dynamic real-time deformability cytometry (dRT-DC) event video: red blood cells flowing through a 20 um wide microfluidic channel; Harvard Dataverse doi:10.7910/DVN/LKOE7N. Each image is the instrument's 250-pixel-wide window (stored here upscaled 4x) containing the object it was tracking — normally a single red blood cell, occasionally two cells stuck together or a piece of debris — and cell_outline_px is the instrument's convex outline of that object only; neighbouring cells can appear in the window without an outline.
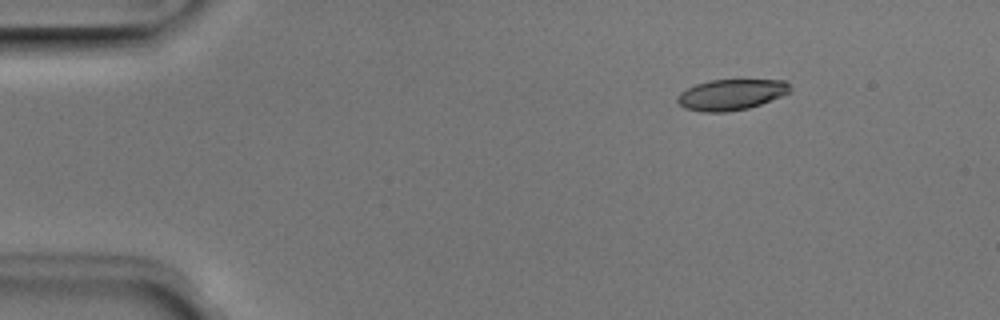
{"species": "Egyptian fruit bat (a non-hibernating species)", "species_latin": "Rousettus aegyptiacus", "temperature_condition": "room temperature", "stored_images_in_passage": 46, "camera_frame_rate_fps": 3000, "um_per_image_px": 0.085, "animal": {"sex": "male"}, "frame": {"image": 1, "passage_image": 2, "time_ms": 0.333, "image_size_px": [1000, 320], "cell_outline_px": [[792, 92], [760, 104], [748, 108], [724, 112], [704, 112], [684, 108], [676, 100], [676, 96], [680, 92], [696, 84], [712, 80], [784, 80], [792, 88]], "centroid_in_image_um": [62.15, 8.04], "position_along_channel_um": 22.9, "area_um2": 20.17}}
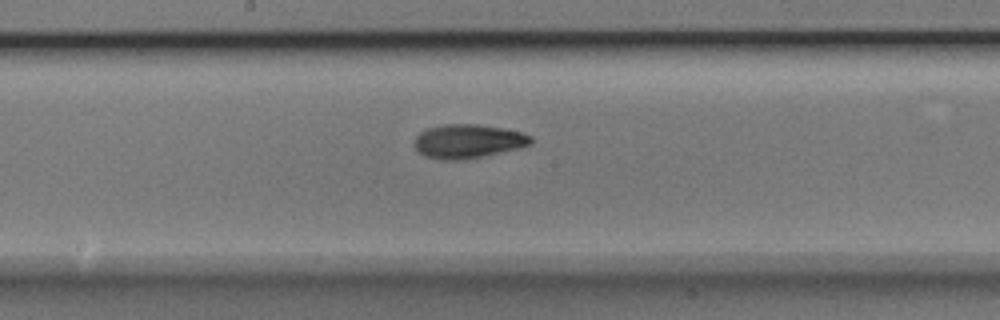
{"frame": {"image": 2, "passage_image": 22, "time_ms": 7.0, "image_size_px": [1000, 320], "cell_outline_px": [[532, 144], [516, 148], [480, 156], [456, 160], [444, 160], [424, 156], [412, 144], [416, 136], [420, 132], [428, 128], [444, 124], [480, 124], [504, 128], [520, 132], [532, 136]], "centroid_in_image_um": [39.74, 11.98], "position_along_channel_um": 208.5, "area_um2": 22.77}}
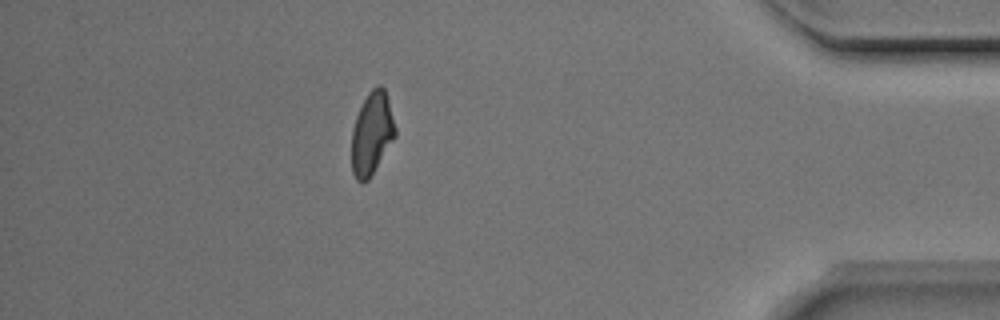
{"frame": {"image": 3, "passage_image": 40, "time_ms": 13.0, "image_size_px": [1000, 320], "cell_outline_px": [[396, 136], [368, 180], [356, 180], [352, 172], [352, 128], [356, 116], [368, 92], [376, 84], [380, 84], [384, 88], [388, 100], [396, 128]], "centroid_in_image_um": [31.61, 11.31], "position_along_channel_um": 403.6, "area_um2": 20.81}, "authors_computed_cell_mechanics": {"area_um2": 21.5016, "velocity_mm_per_s": 3.9746, "shape_relaxation_time_tau1_ms": 3.2915, "shape_relaxation_time_tau2_ms": 3.3975, "deformation_change_tau1": 0.1349, "deformation_change_tau2": 0.0892}}